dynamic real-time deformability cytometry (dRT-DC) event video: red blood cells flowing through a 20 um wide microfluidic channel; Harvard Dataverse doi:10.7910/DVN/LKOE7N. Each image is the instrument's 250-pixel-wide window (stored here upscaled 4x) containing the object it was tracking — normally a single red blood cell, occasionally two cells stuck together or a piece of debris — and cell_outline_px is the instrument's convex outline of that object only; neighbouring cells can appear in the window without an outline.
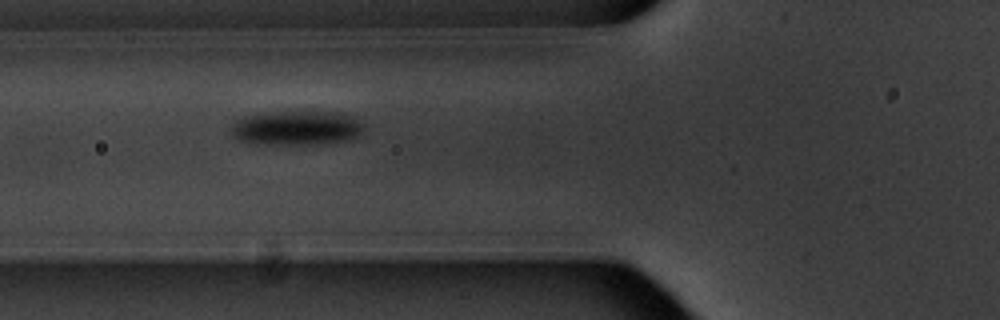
{"species": "common noctule bat (a hibernating species)", "species_latin": "Nyctalus noctula", "temperature_condition": "warm", "stored_images_in_passage": 3, "camera_frame_rate_fps": 3000, "um_per_image_px": 0.085, "animal": {"sex": "male", "body_mass_g": 20.1, "forearm_length_mm": 53.5}, "frame": {"image": 1, "passage_image": 2, "time_ms": 2.333, "image_size_px": [1000, 320], "cell_outline_px": [[364, 128], [356, 136], [348, 140], [316, 144], [256, 144], [240, 140], [232, 136], [232, 124], [236, 120], [244, 116], [268, 112], [340, 112], [352, 116], [360, 120], [364, 124]], "centroid_in_image_um": [25.2, 10.87], "position_along_channel_um": 100.6, "area_um2": 26.65}}